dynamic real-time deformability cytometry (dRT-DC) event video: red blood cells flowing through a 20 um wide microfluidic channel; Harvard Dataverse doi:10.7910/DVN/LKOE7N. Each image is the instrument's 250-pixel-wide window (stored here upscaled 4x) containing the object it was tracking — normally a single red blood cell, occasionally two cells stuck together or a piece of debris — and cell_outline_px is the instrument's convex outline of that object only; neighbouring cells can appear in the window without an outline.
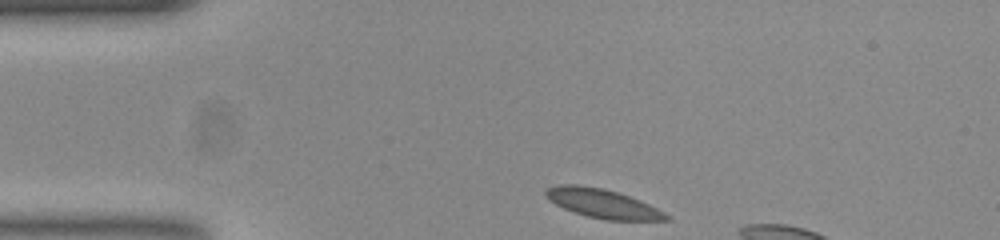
{"species": "common noctule bat (a hibernating species)", "species_latin": "Nyctalus noctula", "temperature_condition": "room temperature", "stored_images_in_passage": 6, "camera_frame_rate_fps": 3000, "um_per_image_px": 0.085, "animal": {"sex": "female", "body_mass_g": 23.0, "forearm_length_mm": 53.4}, "frame": {"image": 1, "passage_image": 1, "time_ms": 0.0, "image_size_px": [1000, 240], "cell_outline_px": [[672, 220], [604, 220], [588, 216], [564, 208], [556, 204], [544, 192], [548, 188], [560, 184], [576, 184], [600, 188], [616, 192], [628, 196], [648, 204], [664, 212]], "centroid_in_image_um": [51.24, 17.3], "position_along_channel_um": 33.8, "area_um2": 19.77}}